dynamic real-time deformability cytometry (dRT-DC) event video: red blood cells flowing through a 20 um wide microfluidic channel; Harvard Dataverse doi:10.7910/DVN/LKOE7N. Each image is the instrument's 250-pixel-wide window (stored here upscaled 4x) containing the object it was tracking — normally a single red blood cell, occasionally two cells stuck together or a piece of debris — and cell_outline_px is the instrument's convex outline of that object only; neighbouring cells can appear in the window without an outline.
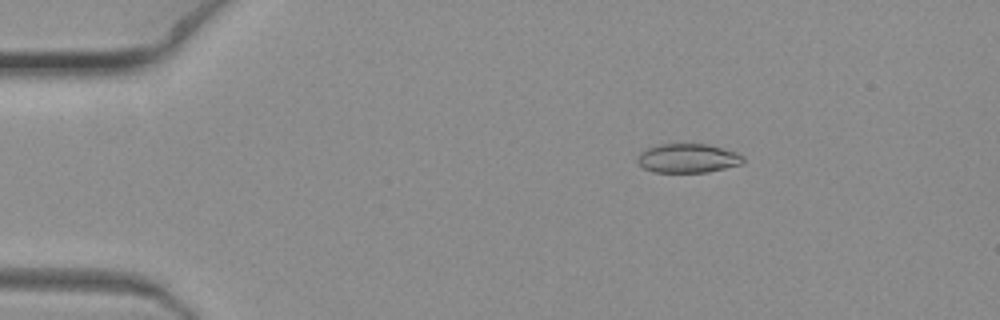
{"species": "common noctule bat (a hibernating species)", "species_latin": "Nyctalus noctula", "temperature_condition": "warm", "stored_images_in_passage": 10, "camera_frame_rate_fps": 3000, "um_per_image_px": 0.085, "animal": {"sex": "female", "body_mass_g": 19.3, "forearm_length_mm": 54.1}, "frame": {"image": 1, "passage_image": 4, "time_ms": 1.0, "image_size_px": [1000, 320], "cell_outline_px": [[744, 160], [740, 164], [708, 172], [656, 172], [644, 168], [636, 160], [640, 152], [648, 148], [660, 144], [704, 144], [736, 152], [744, 156]], "centroid_in_image_um": [58.45, 13.45], "position_along_channel_um": 26.6, "area_um2": 17.63}}
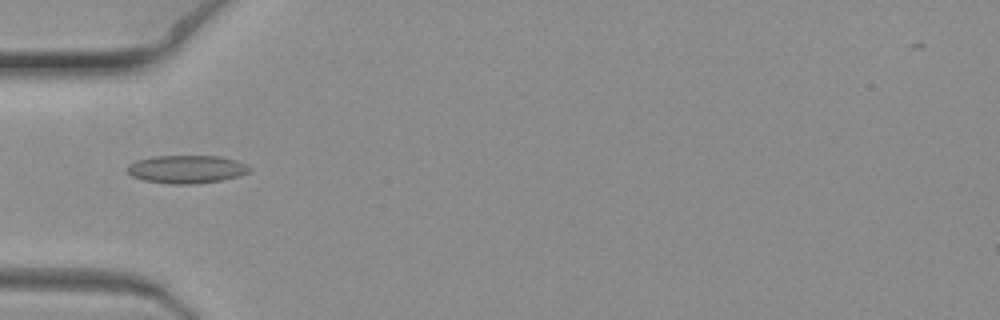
{"frame": {"image": 2, "passage_image": 7, "time_ms": 2.0, "image_size_px": [1000, 320], "cell_outline_px": [[252, 168], [248, 172], [240, 176], [220, 180], [192, 184], [168, 184], [144, 180], [132, 176], [128, 172], [128, 164], [136, 160], [156, 156], [220, 156], [236, 160]], "centroid_in_image_um": [15.86, 14.38], "position_along_channel_um": 69.1, "area_um2": 19.88}}
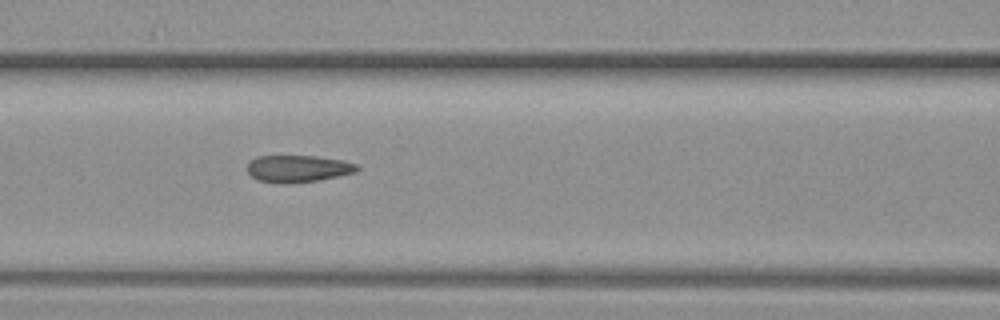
{"frame": {"image": 3, "passage_image": 9, "time_ms": 2.667, "image_size_px": [1000, 320], "cell_outline_px": [[360, 168], [356, 172], [320, 180], [284, 184], [280, 184], [256, 180], [248, 172], [248, 164], [256, 156], [316, 156], [344, 160], [356, 164]], "centroid_in_image_um": [25.34, 14.34], "position_along_channel_um": 141.3, "area_um2": 17.4}}